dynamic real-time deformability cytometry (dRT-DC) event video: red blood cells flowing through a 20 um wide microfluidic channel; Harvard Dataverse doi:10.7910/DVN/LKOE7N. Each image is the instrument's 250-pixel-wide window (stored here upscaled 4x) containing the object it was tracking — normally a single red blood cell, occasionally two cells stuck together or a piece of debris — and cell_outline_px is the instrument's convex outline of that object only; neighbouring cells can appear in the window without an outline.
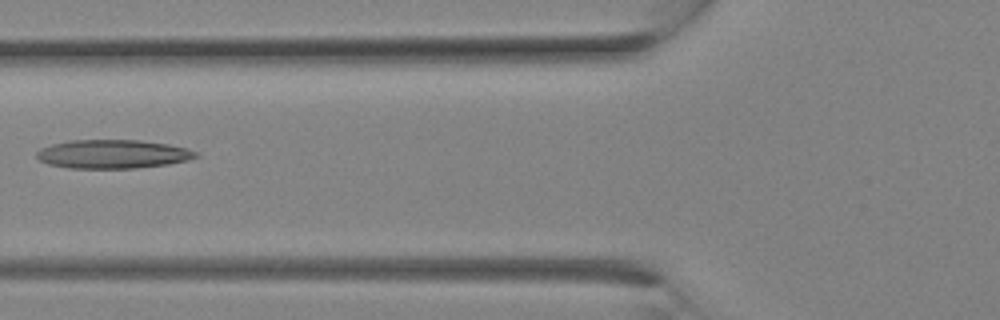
{"species": "Egyptian fruit bat (a non-hibernating species)", "species_latin": "Rousettus aegyptiacus", "temperature_condition": "room temperature", "stored_images_in_passage": 10, "camera_frame_rate_fps": 3000, "um_per_image_px": 0.085, "animal": {"sex": "female"}, "frame": {"image": 1, "passage_image": 9, "time_ms": 2.667, "image_size_px": [1000, 320], "cell_outline_px": [[200, 156], [188, 160], [168, 164], [136, 168], [68, 168], [48, 164], [40, 160], [36, 156], [36, 152], [40, 148], [52, 144], [72, 140], [140, 140], [168, 144], [188, 148], [200, 152]], "centroid_in_image_um": [9.63, 13.09], "position_along_channel_um": 116.2, "area_um2": 26.82}}